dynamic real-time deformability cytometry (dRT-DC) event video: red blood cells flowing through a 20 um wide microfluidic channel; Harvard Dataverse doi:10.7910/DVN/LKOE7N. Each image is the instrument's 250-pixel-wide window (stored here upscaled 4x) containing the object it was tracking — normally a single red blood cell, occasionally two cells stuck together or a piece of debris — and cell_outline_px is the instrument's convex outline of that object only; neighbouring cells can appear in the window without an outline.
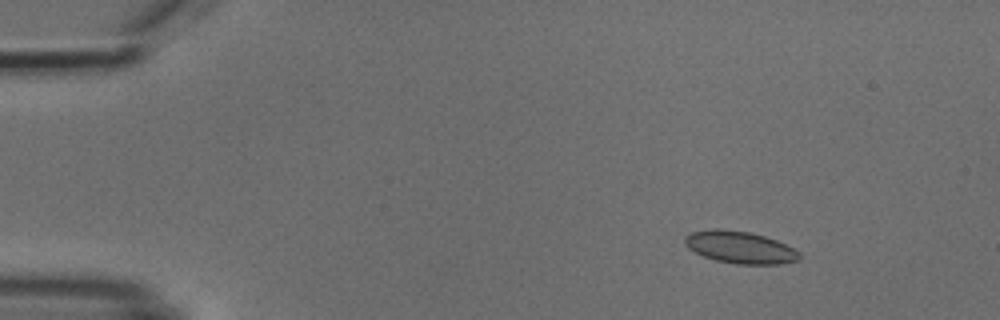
{"species": "common noctule bat (a hibernating species)", "species_latin": "Nyctalus noctula", "temperature_condition": "cold", "stored_images_in_passage": 10, "camera_frame_rate_fps": 3000, "um_per_image_px": 0.085, "animal": {"sex": "male", "body_mass_g": 18.8}, "frame": {"image": 1, "passage_image": 2, "time_ms": 2.0, "image_size_px": [1000, 320], "cell_outline_px": [[800, 256], [796, 260], [780, 264], [736, 264], [716, 260], [704, 256], [688, 248], [684, 244], [684, 236], [692, 232], [712, 228], [716, 228], [748, 232], [764, 236], [776, 240], [800, 252]], "centroid_in_image_um": [62.86, 21.02], "position_along_channel_um": 22.1, "area_um2": 21.27}}
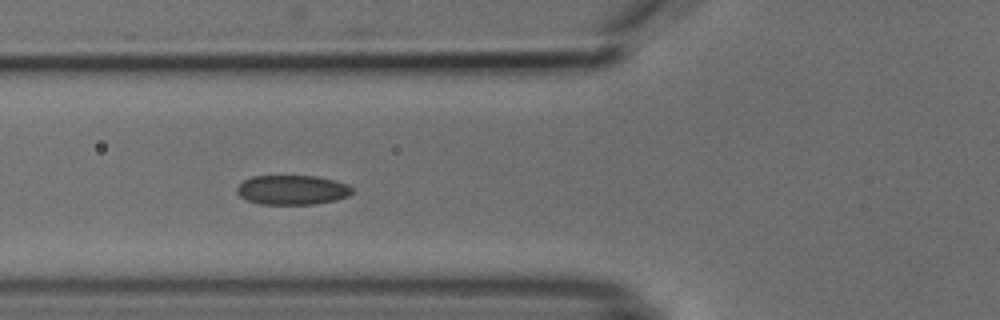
{"frame": {"image": 2, "passage_image": 6, "time_ms": 6.333, "image_size_px": [1000, 320], "cell_outline_px": [[352, 192], [348, 196], [336, 200], [312, 204], [260, 204], [248, 200], [240, 196], [236, 192], [236, 188], [244, 180], [252, 176], [316, 176], [348, 184], [352, 188]], "centroid_in_image_um": [24.83, 16.14], "position_along_channel_um": 101.0, "area_um2": 19.71}}
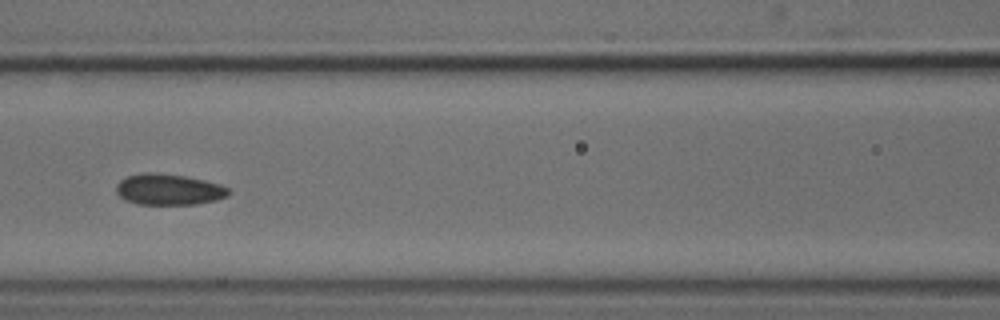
{"frame": {"image": 3, "passage_image": 7, "time_ms": 7.667, "image_size_px": [1000, 320], "cell_outline_px": [[228, 196], [216, 200], [196, 204], [136, 204], [120, 196], [116, 192], [116, 184], [120, 180], [128, 176], [140, 172], [156, 172], [184, 176], [204, 180], [220, 184], [228, 188]], "centroid_in_image_um": [14.32, 16.09], "position_along_channel_um": 152.3, "area_um2": 20.29}}